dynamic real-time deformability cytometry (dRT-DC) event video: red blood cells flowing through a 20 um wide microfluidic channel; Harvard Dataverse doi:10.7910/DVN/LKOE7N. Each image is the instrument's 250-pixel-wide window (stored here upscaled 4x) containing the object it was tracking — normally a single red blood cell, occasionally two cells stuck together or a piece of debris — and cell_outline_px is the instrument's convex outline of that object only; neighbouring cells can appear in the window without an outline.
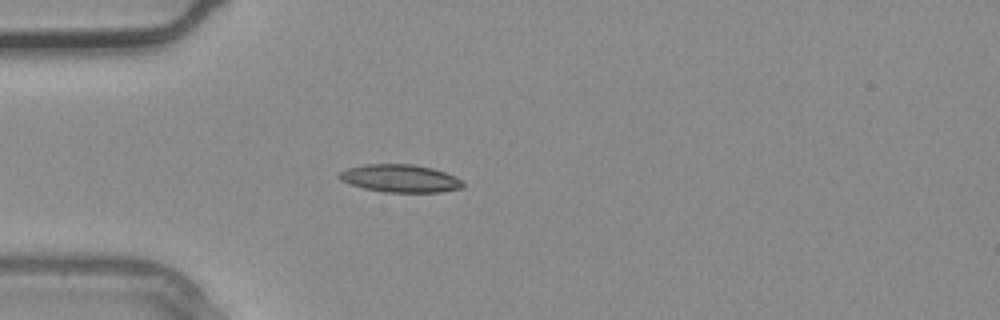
{"species": "common noctule bat (a hibernating species)", "species_latin": "Nyctalus noctula", "temperature_condition": "warm", "stored_images_in_passage": 2, "camera_frame_rate_fps": 3000, "um_per_image_px": 0.085, "animal": {"sex": "male", "body_mass_g": 20.4}, "frame": {"image": 1, "passage_image": 2, "time_ms": 0.333, "image_size_px": [1000, 320], "cell_outline_px": [[464, 184], [460, 188], [440, 192], [384, 192], [364, 188], [340, 180], [336, 176], [336, 172], [348, 168], [364, 164], [412, 164], [432, 168], [456, 176], [464, 180]], "centroid_in_image_um": [33.99, 15.15], "position_along_channel_um": 51.0, "area_um2": 20.11}}